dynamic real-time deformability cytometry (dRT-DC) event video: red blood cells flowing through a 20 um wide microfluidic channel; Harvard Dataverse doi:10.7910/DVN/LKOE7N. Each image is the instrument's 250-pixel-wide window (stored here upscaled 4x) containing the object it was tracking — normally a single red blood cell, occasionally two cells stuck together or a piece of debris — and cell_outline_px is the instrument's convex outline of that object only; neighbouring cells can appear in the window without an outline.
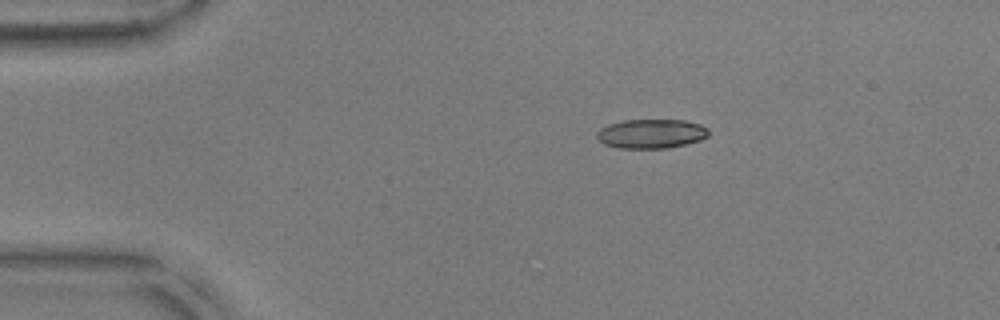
{"species": "common noctule bat (a hibernating species)", "species_latin": "Nyctalus noctula", "temperature_condition": "warm", "stored_images_in_passage": 44, "camera_frame_rate_fps": 3000, "um_per_image_px": 0.085, "animal": {"sex": "male", "body_mass_g": 17.9, "forearm_length_mm": 54.2}, "frame": {"image": 1, "passage_image": 1, "time_ms": 0.0, "image_size_px": [1000, 320], "cell_outline_px": [[708, 136], [700, 140], [668, 148], [620, 148], [604, 144], [596, 136], [596, 132], [600, 128], [608, 124], [624, 120], [684, 120], [700, 124], [708, 128]], "centroid_in_image_um": [55.34, 11.36], "position_along_channel_um": 29.7, "area_um2": 19.02}}
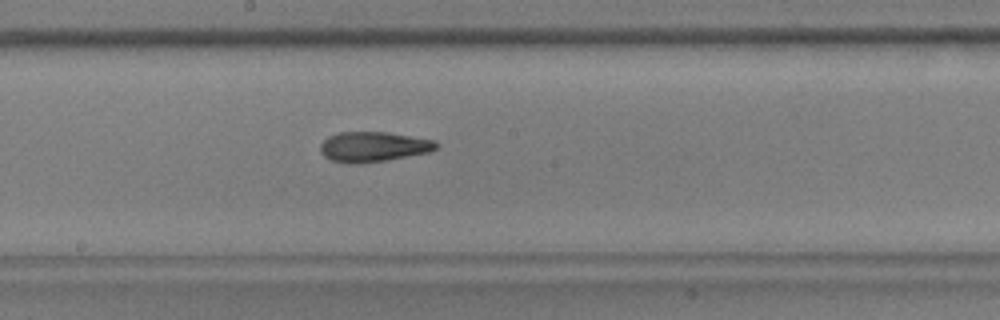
{"frame": {"image": 2, "passage_image": 20, "time_ms": 6.333, "image_size_px": [1000, 320], "cell_outline_px": [[440, 144], [436, 148], [428, 152], [384, 160], [356, 164], [348, 164], [332, 160], [324, 156], [320, 152], [320, 144], [328, 136], [340, 132], [388, 132], [436, 140]], "centroid_in_image_um": [31.72, 12.46], "position_along_channel_um": 216.5, "area_um2": 20.29}}
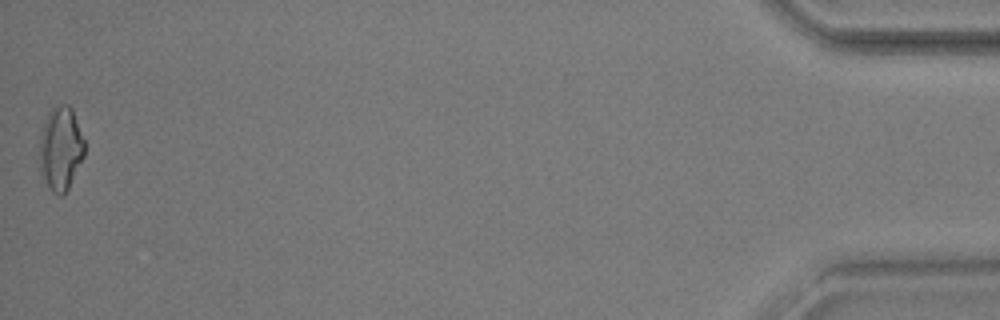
{"frame": {"image": 3, "passage_image": 44, "time_ms": 14.333, "image_size_px": [1000, 320], "cell_outline_px": [[84, 156], [68, 188], [60, 196], [52, 192], [48, 188], [40, 172], [40, 136], [48, 112], [52, 108], [60, 104], [68, 104], [72, 108], [84, 140]], "centroid_in_image_um": [5.15, 12.62], "position_along_channel_um": 430.0, "area_um2": 21.79}, "authors_computed_cell_mechanics": {"area_um2": 19.9699, "velocity_mm_per_s": 3.82, "shape_relaxation_time_tau1_ms": 5.5799, "shape_relaxation_time_tau2_ms": 2.3021, "deformation_change_tau1": 0.1882, "deformation_change_tau2": 0.1214}}